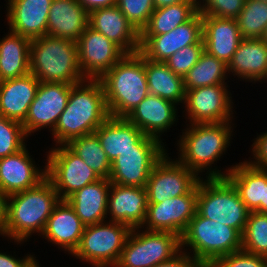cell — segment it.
<instances>
[{
  "mask_svg": "<svg viewBox=\"0 0 267 267\" xmlns=\"http://www.w3.org/2000/svg\"><path fill=\"white\" fill-rule=\"evenodd\" d=\"M177 140L178 158L181 164L193 171L199 178H226L232 166L225 171L213 164L227 151L234 133L233 122L186 124ZM184 131V132H183ZM206 170V171H205Z\"/></svg>",
  "mask_w": 267,
  "mask_h": 267,
  "instance_id": "1",
  "label": "cell"
},
{
  "mask_svg": "<svg viewBox=\"0 0 267 267\" xmlns=\"http://www.w3.org/2000/svg\"><path fill=\"white\" fill-rule=\"evenodd\" d=\"M109 117L99 79H85L72 85L66 108L51 133L54 145H66L73 138L94 133Z\"/></svg>",
  "mask_w": 267,
  "mask_h": 267,
  "instance_id": "2",
  "label": "cell"
},
{
  "mask_svg": "<svg viewBox=\"0 0 267 267\" xmlns=\"http://www.w3.org/2000/svg\"><path fill=\"white\" fill-rule=\"evenodd\" d=\"M60 200L47 177L35 187L9 195L3 238L18 245L29 241L34 233L41 236Z\"/></svg>",
  "mask_w": 267,
  "mask_h": 267,
  "instance_id": "3",
  "label": "cell"
},
{
  "mask_svg": "<svg viewBox=\"0 0 267 267\" xmlns=\"http://www.w3.org/2000/svg\"><path fill=\"white\" fill-rule=\"evenodd\" d=\"M99 80L111 117L125 118L150 94L140 52L125 54Z\"/></svg>",
  "mask_w": 267,
  "mask_h": 267,
  "instance_id": "4",
  "label": "cell"
},
{
  "mask_svg": "<svg viewBox=\"0 0 267 267\" xmlns=\"http://www.w3.org/2000/svg\"><path fill=\"white\" fill-rule=\"evenodd\" d=\"M30 73L40 82L75 85L86 79L79 67L77 42L47 35L31 40Z\"/></svg>",
  "mask_w": 267,
  "mask_h": 267,
  "instance_id": "5",
  "label": "cell"
},
{
  "mask_svg": "<svg viewBox=\"0 0 267 267\" xmlns=\"http://www.w3.org/2000/svg\"><path fill=\"white\" fill-rule=\"evenodd\" d=\"M180 240L181 250L190 249L187 253L201 265H212L219 257L242 250V234L238 230L204 218L197 212Z\"/></svg>",
  "mask_w": 267,
  "mask_h": 267,
  "instance_id": "6",
  "label": "cell"
},
{
  "mask_svg": "<svg viewBox=\"0 0 267 267\" xmlns=\"http://www.w3.org/2000/svg\"><path fill=\"white\" fill-rule=\"evenodd\" d=\"M196 212L243 234L250 211L227 178L204 179L202 176L197 183Z\"/></svg>",
  "mask_w": 267,
  "mask_h": 267,
  "instance_id": "7",
  "label": "cell"
},
{
  "mask_svg": "<svg viewBox=\"0 0 267 267\" xmlns=\"http://www.w3.org/2000/svg\"><path fill=\"white\" fill-rule=\"evenodd\" d=\"M130 231L127 224L108 220L85 226L71 256L93 267H115Z\"/></svg>",
  "mask_w": 267,
  "mask_h": 267,
  "instance_id": "8",
  "label": "cell"
},
{
  "mask_svg": "<svg viewBox=\"0 0 267 267\" xmlns=\"http://www.w3.org/2000/svg\"><path fill=\"white\" fill-rule=\"evenodd\" d=\"M180 251V236L175 233L132 228L115 267H152Z\"/></svg>",
  "mask_w": 267,
  "mask_h": 267,
  "instance_id": "9",
  "label": "cell"
},
{
  "mask_svg": "<svg viewBox=\"0 0 267 267\" xmlns=\"http://www.w3.org/2000/svg\"><path fill=\"white\" fill-rule=\"evenodd\" d=\"M45 161L46 177L52 182L61 200H66L85 185L101 179L67 145L49 148Z\"/></svg>",
  "mask_w": 267,
  "mask_h": 267,
  "instance_id": "10",
  "label": "cell"
},
{
  "mask_svg": "<svg viewBox=\"0 0 267 267\" xmlns=\"http://www.w3.org/2000/svg\"><path fill=\"white\" fill-rule=\"evenodd\" d=\"M228 88V84H216L186 90L182 106L187 124L232 122L234 103Z\"/></svg>",
  "mask_w": 267,
  "mask_h": 267,
  "instance_id": "11",
  "label": "cell"
},
{
  "mask_svg": "<svg viewBox=\"0 0 267 267\" xmlns=\"http://www.w3.org/2000/svg\"><path fill=\"white\" fill-rule=\"evenodd\" d=\"M170 153L155 165L145 185L148 203H159L167 198L187 194L199 181L193 171L181 164L177 159H171Z\"/></svg>",
  "mask_w": 267,
  "mask_h": 267,
  "instance_id": "12",
  "label": "cell"
},
{
  "mask_svg": "<svg viewBox=\"0 0 267 267\" xmlns=\"http://www.w3.org/2000/svg\"><path fill=\"white\" fill-rule=\"evenodd\" d=\"M197 209V184L185 195L167 198L163 202L148 203L141 228L166 231L182 236Z\"/></svg>",
  "mask_w": 267,
  "mask_h": 267,
  "instance_id": "13",
  "label": "cell"
},
{
  "mask_svg": "<svg viewBox=\"0 0 267 267\" xmlns=\"http://www.w3.org/2000/svg\"><path fill=\"white\" fill-rule=\"evenodd\" d=\"M94 133L110 162L126 150H166V144L146 136L126 118L110 116Z\"/></svg>",
  "mask_w": 267,
  "mask_h": 267,
  "instance_id": "14",
  "label": "cell"
},
{
  "mask_svg": "<svg viewBox=\"0 0 267 267\" xmlns=\"http://www.w3.org/2000/svg\"><path fill=\"white\" fill-rule=\"evenodd\" d=\"M71 87L65 83H39L35 99L22 123L27 136L44 128L51 132L55 129L60 114L66 108Z\"/></svg>",
  "mask_w": 267,
  "mask_h": 267,
  "instance_id": "15",
  "label": "cell"
},
{
  "mask_svg": "<svg viewBox=\"0 0 267 267\" xmlns=\"http://www.w3.org/2000/svg\"><path fill=\"white\" fill-rule=\"evenodd\" d=\"M77 47L79 67L86 79H100L126 54L89 26L79 37Z\"/></svg>",
  "mask_w": 267,
  "mask_h": 267,
  "instance_id": "16",
  "label": "cell"
},
{
  "mask_svg": "<svg viewBox=\"0 0 267 267\" xmlns=\"http://www.w3.org/2000/svg\"><path fill=\"white\" fill-rule=\"evenodd\" d=\"M203 21L198 11L190 20L160 35H140L139 52L148 60L165 62L171 55L202 40Z\"/></svg>",
  "mask_w": 267,
  "mask_h": 267,
  "instance_id": "17",
  "label": "cell"
},
{
  "mask_svg": "<svg viewBox=\"0 0 267 267\" xmlns=\"http://www.w3.org/2000/svg\"><path fill=\"white\" fill-rule=\"evenodd\" d=\"M177 106L172 101L149 94L125 118L146 136L163 142L161 135L178 122Z\"/></svg>",
  "mask_w": 267,
  "mask_h": 267,
  "instance_id": "18",
  "label": "cell"
},
{
  "mask_svg": "<svg viewBox=\"0 0 267 267\" xmlns=\"http://www.w3.org/2000/svg\"><path fill=\"white\" fill-rule=\"evenodd\" d=\"M53 0H7L9 31L30 40L47 35L48 13Z\"/></svg>",
  "mask_w": 267,
  "mask_h": 267,
  "instance_id": "19",
  "label": "cell"
},
{
  "mask_svg": "<svg viewBox=\"0 0 267 267\" xmlns=\"http://www.w3.org/2000/svg\"><path fill=\"white\" fill-rule=\"evenodd\" d=\"M167 150H126L111 162V183L145 187L155 165Z\"/></svg>",
  "mask_w": 267,
  "mask_h": 267,
  "instance_id": "20",
  "label": "cell"
},
{
  "mask_svg": "<svg viewBox=\"0 0 267 267\" xmlns=\"http://www.w3.org/2000/svg\"><path fill=\"white\" fill-rule=\"evenodd\" d=\"M25 146L18 153L0 158V189L7 195L22 192L46 178V166L37 167Z\"/></svg>",
  "mask_w": 267,
  "mask_h": 267,
  "instance_id": "21",
  "label": "cell"
},
{
  "mask_svg": "<svg viewBox=\"0 0 267 267\" xmlns=\"http://www.w3.org/2000/svg\"><path fill=\"white\" fill-rule=\"evenodd\" d=\"M88 26L102 33L126 54L136 53L140 50V33L127 20L117 5L90 12Z\"/></svg>",
  "mask_w": 267,
  "mask_h": 267,
  "instance_id": "22",
  "label": "cell"
},
{
  "mask_svg": "<svg viewBox=\"0 0 267 267\" xmlns=\"http://www.w3.org/2000/svg\"><path fill=\"white\" fill-rule=\"evenodd\" d=\"M148 198L145 187L111 183L109 189L108 221L127 224L131 229L141 227L147 213Z\"/></svg>",
  "mask_w": 267,
  "mask_h": 267,
  "instance_id": "23",
  "label": "cell"
},
{
  "mask_svg": "<svg viewBox=\"0 0 267 267\" xmlns=\"http://www.w3.org/2000/svg\"><path fill=\"white\" fill-rule=\"evenodd\" d=\"M226 178L250 212L267 214V168L255 167L246 159L232 165Z\"/></svg>",
  "mask_w": 267,
  "mask_h": 267,
  "instance_id": "24",
  "label": "cell"
},
{
  "mask_svg": "<svg viewBox=\"0 0 267 267\" xmlns=\"http://www.w3.org/2000/svg\"><path fill=\"white\" fill-rule=\"evenodd\" d=\"M85 225L66 200H60L49 216L41 234L48 242L68 255L78 248Z\"/></svg>",
  "mask_w": 267,
  "mask_h": 267,
  "instance_id": "25",
  "label": "cell"
},
{
  "mask_svg": "<svg viewBox=\"0 0 267 267\" xmlns=\"http://www.w3.org/2000/svg\"><path fill=\"white\" fill-rule=\"evenodd\" d=\"M204 51L227 65L243 39L236 19L202 15Z\"/></svg>",
  "mask_w": 267,
  "mask_h": 267,
  "instance_id": "26",
  "label": "cell"
},
{
  "mask_svg": "<svg viewBox=\"0 0 267 267\" xmlns=\"http://www.w3.org/2000/svg\"><path fill=\"white\" fill-rule=\"evenodd\" d=\"M228 74L240 81L254 84L267 80V43L260 39H242L232 60L228 63Z\"/></svg>",
  "mask_w": 267,
  "mask_h": 267,
  "instance_id": "27",
  "label": "cell"
},
{
  "mask_svg": "<svg viewBox=\"0 0 267 267\" xmlns=\"http://www.w3.org/2000/svg\"><path fill=\"white\" fill-rule=\"evenodd\" d=\"M40 81L31 73L0 81V114L23 123L35 99Z\"/></svg>",
  "mask_w": 267,
  "mask_h": 267,
  "instance_id": "28",
  "label": "cell"
},
{
  "mask_svg": "<svg viewBox=\"0 0 267 267\" xmlns=\"http://www.w3.org/2000/svg\"><path fill=\"white\" fill-rule=\"evenodd\" d=\"M88 27V13L77 0H53L48 13L47 36L77 42Z\"/></svg>",
  "mask_w": 267,
  "mask_h": 267,
  "instance_id": "29",
  "label": "cell"
},
{
  "mask_svg": "<svg viewBox=\"0 0 267 267\" xmlns=\"http://www.w3.org/2000/svg\"><path fill=\"white\" fill-rule=\"evenodd\" d=\"M110 186L109 179L101 178L66 199L85 226L106 221Z\"/></svg>",
  "mask_w": 267,
  "mask_h": 267,
  "instance_id": "30",
  "label": "cell"
},
{
  "mask_svg": "<svg viewBox=\"0 0 267 267\" xmlns=\"http://www.w3.org/2000/svg\"><path fill=\"white\" fill-rule=\"evenodd\" d=\"M30 45L29 38L11 31L0 38V81L30 73Z\"/></svg>",
  "mask_w": 267,
  "mask_h": 267,
  "instance_id": "31",
  "label": "cell"
},
{
  "mask_svg": "<svg viewBox=\"0 0 267 267\" xmlns=\"http://www.w3.org/2000/svg\"><path fill=\"white\" fill-rule=\"evenodd\" d=\"M149 93L177 105L184 103V79L176 75L164 62H154L144 57Z\"/></svg>",
  "mask_w": 267,
  "mask_h": 267,
  "instance_id": "32",
  "label": "cell"
},
{
  "mask_svg": "<svg viewBox=\"0 0 267 267\" xmlns=\"http://www.w3.org/2000/svg\"><path fill=\"white\" fill-rule=\"evenodd\" d=\"M196 2H183L157 8L140 35H160L190 20L196 13Z\"/></svg>",
  "mask_w": 267,
  "mask_h": 267,
  "instance_id": "33",
  "label": "cell"
},
{
  "mask_svg": "<svg viewBox=\"0 0 267 267\" xmlns=\"http://www.w3.org/2000/svg\"><path fill=\"white\" fill-rule=\"evenodd\" d=\"M228 76V65L204 51L198 62L183 78L184 87L185 90H192L198 87L228 84L226 81Z\"/></svg>",
  "mask_w": 267,
  "mask_h": 267,
  "instance_id": "34",
  "label": "cell"
},
{
  "mask_svg": "<svg viewBox=\"0 0 267 267\" xmlns=\"http://www.w3.org/2000/svg\"><path fill=\"white\" fill-rule=\"evenodd\" d=\"M66 145L100 178L109 179L111 162L95 133L73 138Z\"/></svg>",
  "mask_w": 267,
  "mask_h": 267,
  "instance_id": "35",
  "label": "cell"
},
{
  "mask_svg": "<svg viewBox=\"0 0 267 267\" xmlns=\"http://www.w3.org/2000/svg\"><path fill=\"white\" fill-rule=\"evenodd\" d=\"M236 21L243 39H260L267 26V2L245 0Z\"/></svg>",
  "mask_w": 267,
  "mask_h": 267,
  "instance_id": "36",
  "label": "cell"
},
{
  "mask_svg": "<svg viewBox=\"0 0 267 267\" xmlns=\"http://www.w3.org/2000/svg\"><path fill=\"white\" fill-rule=\"evenodd\" d=\"M242 250L267 257V214L249 212L242 234Z\"/></svg>",
  "mask_w": 267,
  "mask_h": 267,
  "instance_id": "37",
  "label": "cell"
},
{
  "mask_svg": "<svg viewBox=\"0 0 267 267\" xmlns=\"http://www.w3.org/2000/svg\"><path fill=\"white\" fill-rule=\"evenodd\" d=\"M23 124L0 114V158L18 153L28 139Z\"/></svg>",
  "mask_w": 267,
  "mask_h": 267,
  "instance_id": "38",
  "label": "cell"
},
{
  "mask_svg": "<svg viewBox=\"0 0 267 267\" xmlns=\"http://www.w3.org/2000/svg\"><path fill=\"white\" fill-rule=\"evenodd\" d=\"M116 5L139 33L155 10L153 0H117Z\"/></svg>",
  "mask_w": 267,
  "mask_h": 267,
  "instance_id": "39",
  "label": "cell"
},
{
  "mask_svg": "<svg viewBox=\"0 0 267 267\" xmlns=\"http://www.w3.org/2000/svg\"><path fill=\"white\" fill-rule=\"evenodd\" d=\"M204 52L203 39L193 45L185 46L171 55L164 63L176 75L184 78L188 71L198 62Z\"/></svg>",
  "mask_w": 267,
  "mask_h": 267,
  "instance_id": "40",
  "label": "cell"
},
{
  "mask_svg": "<svg viewBox=\"0 0 267 267\" xmlns=\"http://www.w3.org/2000/svg\"><path fill=\"white\" fill-rule=\"evenodd\" d=\"M245 0H196L197 10L202 15L236 19L244 7Z\"/></svg>",
  "mask_w": 267,
  "mask_h": 267,
  "instance_id": "41",
  "label": "cell"
},
{
  "mask_svg": "<svg viewBox=\"0 0 267 267\" xmlns=\"http://www.w3.org/2000/svg\"><path fill=\"white\" fill-rule=\"evenodd\" d=\"M212 267H267V257L239 250L219 257Z\"/></svg>",
  "mask_w": 267,
  "mask_h": 267,
  "instance_id": "42",
  "label": "cell"
},
{
  "mask_svg": "<svg viewBox=\"0 0 267 267\" xmlns=\"http://www.w3.org/2000/svg\"><path fill=\"white\" fill-rule=\"evenodd\" d=\"M252 158L249 163L258 168H267V131L258 134L251 145ZM254 158V159H253ZM252 159V160H251Z\"/></svg>",
  "mask_w": 267,
  "mask_h": 267,
  "instance_id": "43",
  "label": "cell"
},
{
  "mask_svg": "<svg viewBox=\"0 0 267 267\" xmlns=\"http://www.w3.org/2000/svg\"><path fill=\"white\" fill-rule=\"evenodd\" d=\"M201 264L186 251H180L168 261L156 264L152 267H200Z\"/></svg>",
  "mask_w": 267,
  "mask_h": 267,
  "instance_id": "44",
  "label": "cell"
},
{
  "mask_svg": "<svg viewBox=\"0 0 267 267\" xmlns=\"http://www.w3.org/2000/svg\"><path fill=\"white\" fill-rule=\"evenodd\" d=\"M15 256L0 252V267H28L36 259L34 254H26L23 258Z\"/></svg>",
  "mask_w": 267,
  "mask_h": 267,
  "instance_id": "45",
  "label": "cell"
},
{
  "mask_svg": "<svg viewBox=\"0 0 267 267\" xmlns=\"http://www.w3.org/2000/svg\"><path fill=\"white\" fill-rule=\"evenodd\" d=\"M77 2L86 10L88 14L94 10L112 7L117 4V0H77Z\"/></svg>",
  "mask_w": 267,
  "mask_h": 267,
  "instance_id": "46",
  "label": "cell"
},
{
  "mask_svg": "<svg viewBox=\"0 0 267 267\" xmlns=\"http://www.w3.org/2000/svg\"><path fill=\"white\" fill-rule=\"evenodd\" d=\"M8 196L0 189V235L2 236L6 221Z\"/></svg>",
  "mask_w": 267,
  "mask_h": 267,
  "instance_id": "47",
  "label": "cell"
},
{
  "mask_svg": "<svg viewBox=\"0 0 267 267\" xmlns=\"http://www.w3.org/2000/svg\"><path fill=\"white\" fill-rule=\"evenodd\" d=\"M183 2H196V0H153L155 9Z\"/></svg>",
  "mask_w": 267,
  "mask_h": 267,
  "instance_id": "48",
  "label": "cell"
},
{
  "mask_svg": "<svg viewBox=\"0 0 267 267\" xmlns=\"http://www.w3.org/2000/svg\"><path fill=\"white\" fill-rule=\"evenodd\" d=\"M41 265H39V261H37V259H35L28 267H40Z\"/></svg>",
  "mask_w": 267,
  "mask_h": 267,
  "instance_id": "49",
  "label": "cell"
},
{
  "mask_svg": "<svg viewBox=\"0 0 267 267\" xmlns=\"http://www.w3.org/2000/svg\"><path fill=\"white\" fill-rule=\"evenodd\" d=\"M261 39L267 43V26L265 27V30H264V33H263Z\"/></svg>",
  "mask_w": 267,
  "mask_h": 267,
  "instance_id": "50",
  "label": "cell"
},
{
  "mask_svg": "<svg viewBox=\"0 0 267 267\" xmlns=\"http://www.w3.org/2000/svg\"><path fill=\"white\" fill-rule=\"evenodd\" d=\"M200 267H212V265H201Z\"/></svg>",
  "mask_w": 267,
  "mask_h": 267,
  "instance_id": "51",
  "label": "cell"
}]
</instances>
